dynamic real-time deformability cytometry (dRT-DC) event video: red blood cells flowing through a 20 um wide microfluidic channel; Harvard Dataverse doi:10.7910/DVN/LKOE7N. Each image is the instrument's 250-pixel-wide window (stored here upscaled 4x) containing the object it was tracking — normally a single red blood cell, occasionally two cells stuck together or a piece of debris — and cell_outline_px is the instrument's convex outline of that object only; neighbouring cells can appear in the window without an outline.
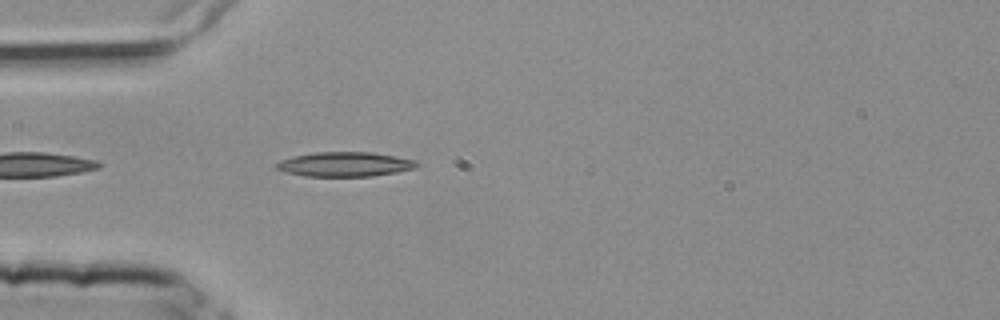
{"species": "common noctule bat (a hibernating species)", "species_latin": "Nyctalus noctula", "temperature_condition": "room temperature", "stored_images_in_passage": 3, "camera_frame_rate_fps": 3000, "um_per_image_px": 0.085, "animal": {"sex": "female", "body_mass_g": 25.1}, "frame": {"image": 1, "passage_image": 3, "time_ms": 0.667, "image_size_px": [1000, 320], "cell_outline_px": [[420, 164], [416, 168], [396, 172], [372, 176], [304, 176], [284, 172], [276, 168], [276, 164], [280, 160], [292, 156], [316, 152], [368, 152], [396, 156], [416, 160]], "centroid_in_image_um": [29.31, 13.96], "position_along_channel_um": 55.7, "area_um2": 20.11}}